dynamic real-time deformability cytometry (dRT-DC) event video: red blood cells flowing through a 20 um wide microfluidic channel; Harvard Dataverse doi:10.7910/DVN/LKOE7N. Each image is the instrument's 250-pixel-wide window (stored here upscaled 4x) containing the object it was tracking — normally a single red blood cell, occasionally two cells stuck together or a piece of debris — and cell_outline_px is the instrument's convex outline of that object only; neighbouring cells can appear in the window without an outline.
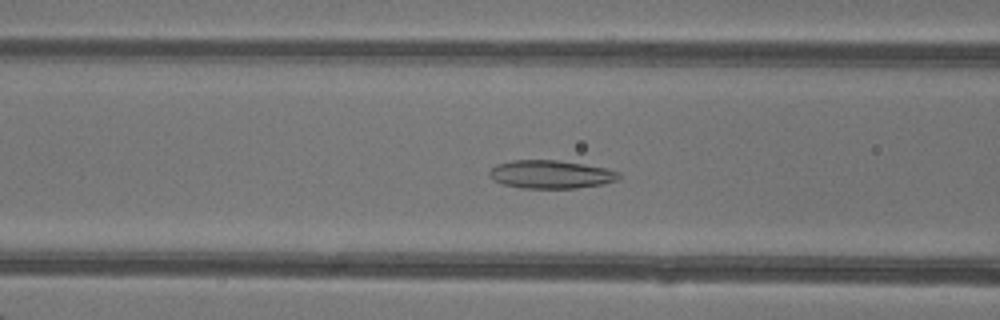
{"species": "common noctule bat (a hibernating species)", "species_latin": "Nyctalus noctula", "temperature_condition": "warm", "stored_images_in_passage": 29, "camera_frame_rate_fps": 3000, "um_per_image_px": 0.085, "animal": {"sex": "female"}, "frame": {"image": 1, "passage_image": 12, "time_ms": 3.667, "image_size_px": [1000, 320], "cell_outline_px": [[620, 176], [616, 180], [604, 184], [576, 188], [520, 188], [504, 184], [492, 180], [488, 176], [488, 172], [496, 164], [512, 160], [556, 160], [584, 164], [604, 168], [620, 172]], "centroid_in_image_um": [46.78, 14.82], "position_along_channel_um": 119.8, "area_um2": 21.33}}
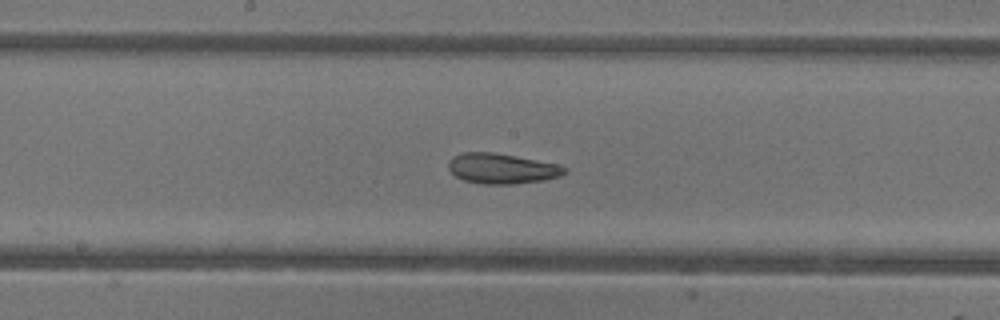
{"frame": {"image": 2, "passage_image": 18, "time_ms": 5.667, "image_size_px": [1000, 320], "cell_outline_px": [[568, 172], [560, 176], [544, 180], [512, 184], [484, 184], [464, 180], [456, 176], [448, 168], [448, 160], [452, 156], [464, 152], [496, 152], [556, 164], [568, 168]], "centroid_in_image_um": [42.65, 14.32], "position_along_channel_um": 205.6, "area_um2": 20.52}}
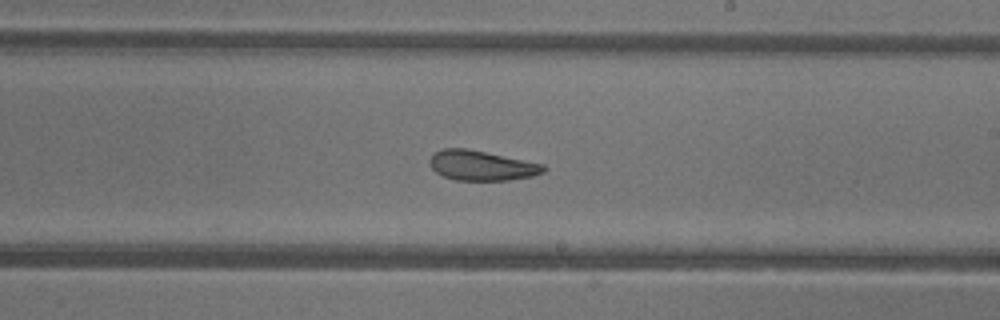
{"frame": {"image": 3, "passage_image": 21, "time_ms": 6.667, "image_size_px": [1000, 320], "cell_outline_px": [[548, 168], [544, 172], [532, 176], [508, 180], [456, 180], [444, 176], [436, 172], [432, 168], [428, 160], [436, 152], [444, 148], [468, 148], [544, 164]], "centroid_in_image_um": [40.96, 14.06], "position_along_channel_um": 248.0, "area_um2": 19.83}}